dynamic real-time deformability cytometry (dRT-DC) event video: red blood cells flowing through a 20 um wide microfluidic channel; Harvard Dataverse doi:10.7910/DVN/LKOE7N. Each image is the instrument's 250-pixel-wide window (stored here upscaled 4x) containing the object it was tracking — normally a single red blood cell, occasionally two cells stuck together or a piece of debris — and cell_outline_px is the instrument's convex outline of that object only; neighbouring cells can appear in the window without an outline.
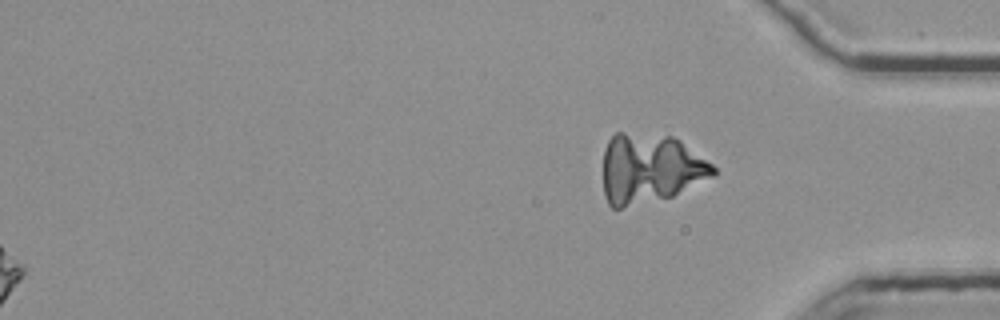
{"species": "common noctule bat (a hibernating species)", "species_latin": "Nyctalus noctula", "temperature_condition": "room temperature", "stored_images_in_passage": 55, "segment_of_instrument_passage": [2, 2], "camera_frame_rate_fps": 3000, "um_per_image_px": 0.085, "animal": {"sex": "female", "body_mass_g": 25.1}, "frame": {"image": 1, "passage_image": 55, "time_ms": 18.0, "image_size_px": [1000, 320], "cell_outline_px": [[716, 172], [712, 176], [672, 196], [620, 208], [612, 208], [608, 204], [604, 196], [604, 148], [608, 140], [616, 132], [624, 132], [672, 136], [680, 140], [712, 164], [716, 168]], "centroid_in_image_um": [55.23, 14.31], "position_along_channel_um": 380.0, "area_um2": 44.39}}